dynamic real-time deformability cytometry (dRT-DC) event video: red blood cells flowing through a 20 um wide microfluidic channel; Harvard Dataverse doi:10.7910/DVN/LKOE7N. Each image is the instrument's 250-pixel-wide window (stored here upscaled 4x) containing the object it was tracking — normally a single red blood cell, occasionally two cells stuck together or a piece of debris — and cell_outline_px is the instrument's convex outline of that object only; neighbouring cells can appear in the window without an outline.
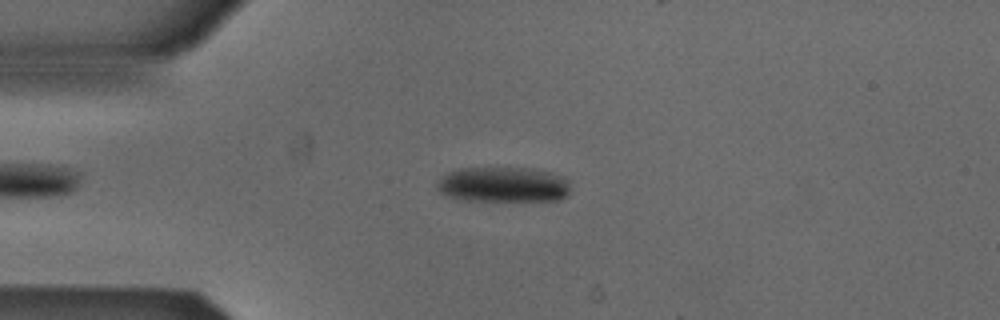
{"species": "Egyptian fruit bat (a non-hibernating species)", "species_latin": "Rousettus aegyptiacus", "temperature_condition": "cold", "stored_images_in_passage": 4, "camera_frame_rate_fps": 3000, "um_per_image_px": 0.085, "animal": {"sex": "male"}, "frame": {"image": 1, "passage_image": 4, "time_ms": 1.0, "image_size_px": [1000, 320], "cell_outline_px": [[568, 196], [560, 200], [460, 200], [444, 196], [436, 188], [436, 184], [448, 172], [460, 168], [524, 168], [552, 172], [564, 176], [568, 180]], "centroid_in_image_um": [42.77, 15.69], "position_along_channel_um": 42.2, "area_um2": 27.46}}